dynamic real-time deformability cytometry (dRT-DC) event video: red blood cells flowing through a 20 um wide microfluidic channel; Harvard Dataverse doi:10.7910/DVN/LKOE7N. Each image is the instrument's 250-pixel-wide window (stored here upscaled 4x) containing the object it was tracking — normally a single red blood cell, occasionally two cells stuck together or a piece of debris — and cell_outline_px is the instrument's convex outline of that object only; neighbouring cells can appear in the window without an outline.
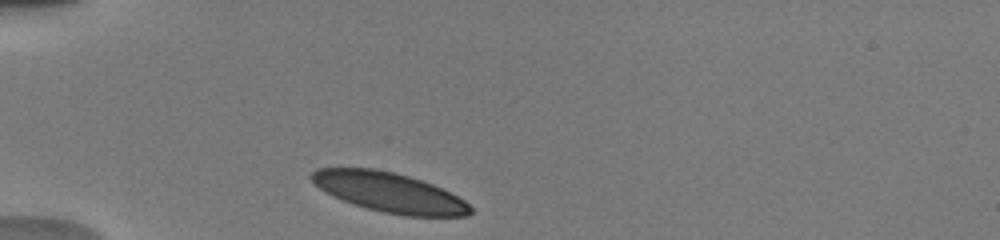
{"species": "human", "species_latin": "Homo sapiens", "temperature_condition": "warm", "stored_images_in_passage": 45, "camera_frame_rate_fps": 3000, "um_per_image_px": 0.085, "donor": {"sex": "male"}, "frame": {"image": 1, "passage_image": 1, "time_ms": 0.0, "image_size_px": [1000, 240], "cell_outline_px": [[472, 212], [468, 216], [404, 216], [384, 212], [368, 208], [332, 196], [320, 188], [308, 176], [316, 168], [372, 168], [392, 172], [408, 176], [432, 184], [464, 200], [472, 208]], "centroid_in_image_um": [33.08, 16.35], "position_along_channel_um": 51.9, "area_um2": 36.24}}
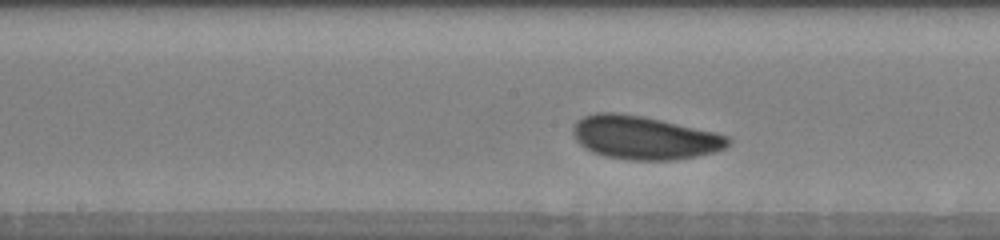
{"frame": {"image": 2, "passage_image": 20, "time_ms": 4.333, "image_size_px": [1000, 240], "cell_outline_px": [[732, 140], [724, 148], [716, 152], [696, 156], [672, 160], [632, 160], [604, 156], [592, 152], [580, 144], [576, 140], [572, 132], [572, 128], [576, 120], [584, 116], [596, 112], [616, 112], [644, 116], [716, 132], [728, 136]], "centroid_in_image_um": [54.75, 11.69], "position_along_channel_um": 193.5, "area_um2": 39.42}}
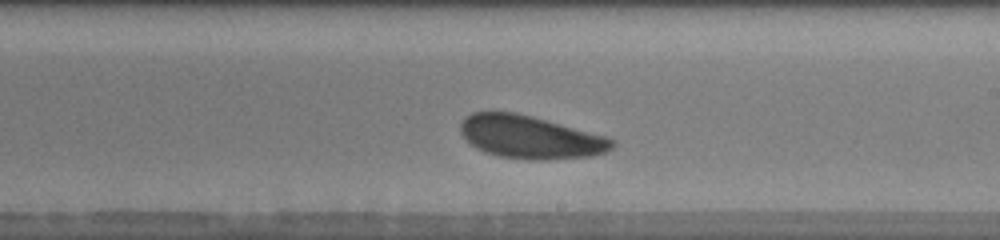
{"frame": {"image": 3, "passage_image": 26, "time_ms": 5.667, "image_size_px": [1000, 240], "cell_outline_px": [[616, 144], [612, 148], [604, 152], [592, 156], [544, 160], [528, 160], [500, 156], [484, 152], [476, 148], [460, 132], [460, 124], [464, 116], [472, 112], [516, 112], [532, 116], [604, 136], [616, 140]], "centroid_in_image_um": [45.05, 11.65], "position_along_channel_um": 243.9, "area_um2": 37.8}, "authors_computed_cell_mechanics": {"area_um2": 37.6856, "velocity_mm_per_s": 3.8, "shape_relaxation_time_tau1_ms": 1.5118, "shape_relaxation_time_tau2_ms": null, "deformation_change_tau1": 0.0802, "deformation_change_tau2": null}}